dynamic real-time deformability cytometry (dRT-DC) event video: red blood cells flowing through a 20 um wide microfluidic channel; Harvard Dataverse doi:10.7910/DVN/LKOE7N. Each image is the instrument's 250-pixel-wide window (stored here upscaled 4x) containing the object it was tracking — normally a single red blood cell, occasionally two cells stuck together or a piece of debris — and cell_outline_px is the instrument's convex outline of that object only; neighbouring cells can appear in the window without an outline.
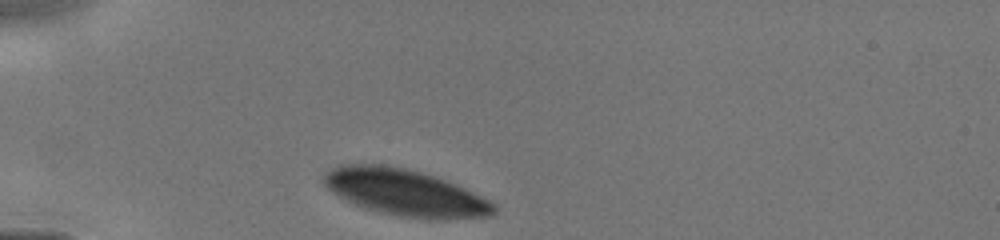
{"species": "human", "species_latin": "Homo sapiens", "temperature_condition": "cold", "stored_images_in_passage": 23, "camera_frame_rate_fps": 3000, "um_per_image_px": 0.085, "donor": {"sex": "male"}, "frame": {"image": 1, "passage_image": 1, "time_ms": 0.0, "image_size_px": [1000, 240], "cell_outline_px": [[500, 208], [492, 216], [436, 220], [432, 220], [396, 216], [364, 208], [352, 204], [332, 192], [324, 184], [324, 172], [332, 168], [344, 164], [380, 164], [404, 168], [420, 172], [456, 184], [492, 200]], "centroid_in_image_um": [34.49, 16.4], "position_along_channel_um": 50.5, "area_um2": 46.53}}
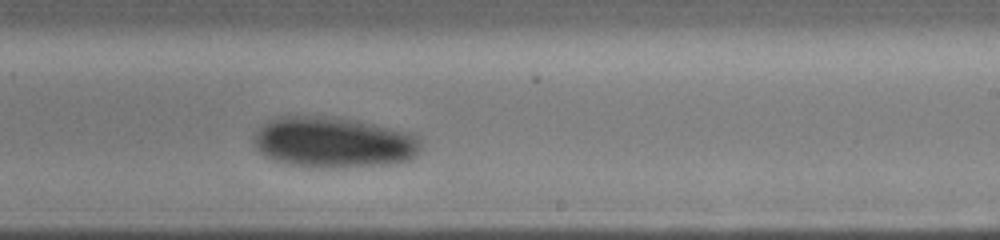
{"frame": {"image": 2, "passage_image": 14, "time_ms": 5.333, "image_size_px": [1000, 240], "cell_outline_px": [[420, 152], [412, 160], [388, 164], [320, 168], [284, 164], [272, 160], [260, 152], [256, 148], [252, 140], [252, 136], [268, 120], [280, 116], [332, 116], [360, 120], [408, 132], [416, 136], [420, 140]], "centroid_in_image_um": [28.34, 12.09], "position_along_channel_um": 260.7, "area_um2": 50.0}}
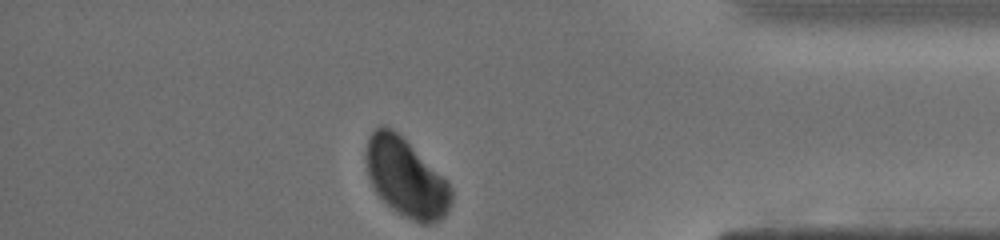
{"frame": {"image": 3, "passage_image": 23, "time_ms": 9.0, "image_size_px": [1000, 240], "cell_outline_px": [[452, 200], [444, 216], [440, 220], [428, 224], [420, 224], [404, 216], [392, 208], [376, 192], [368, 176], [364, 160], [364, 156], [368, 136], [380, 124], [392, 128], [448, 180], [452, 188]], "centroid_in_image_um": [34.5, 15.1], "position_along_channel_um": 400.7, "area_um2": 38.9}}